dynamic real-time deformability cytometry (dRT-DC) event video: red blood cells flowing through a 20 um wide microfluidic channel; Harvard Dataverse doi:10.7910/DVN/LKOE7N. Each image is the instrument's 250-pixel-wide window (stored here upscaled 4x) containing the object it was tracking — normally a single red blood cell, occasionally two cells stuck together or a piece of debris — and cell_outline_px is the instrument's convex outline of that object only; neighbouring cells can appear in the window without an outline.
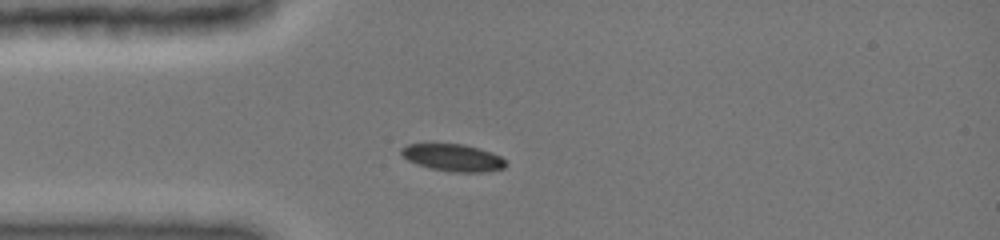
{"species": "common noctule bat (a hibernating species)", "species_latin": "Nyctalus noctula", "temperature_condition": "cold", "stored_images_in_passage": 33, "camera_frame_rate_fps": 3000, "um_per_image_px": 0.085, "animal": {"sex": "female", "body_mass_g": 19.0, "forearm_length_mm": 51.5}, "frame": {"image": 1, "passage_image": 1, "time_ms": 0.0, "image_size_px": [1000, 240], "cell_outline_px": [[508, 164], [504, 168], [484, 172], [452, 172], [432, 168], [416, 164], [408, 160], [400, 152], [400, 148], [408, 144], [464, 144], [480, 148], [492, 152], [500, 156]], "centroid_in_image_um": [38.53, 13.4], "position_along_channel_um": 46.5, "area_um2": 16.53}}
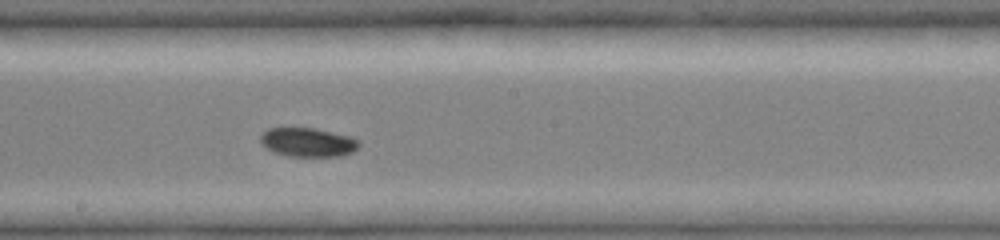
{"frame": {"image": 2, "passage_image": 15, "time_ms": 4.667, "image_size_px": [1000, 240], "cell_outline_px": [[360, 144], [352, 152], [344, 156], [288, 156], [264, 148], [260, 144], [260, 136], [268, 128], [316, 128], [352, 136], [360, 140]], "centroid_in_image_um": [26.18, 12.09], "position_along_channel_um": 222.0, "area_um2": 16.82}}
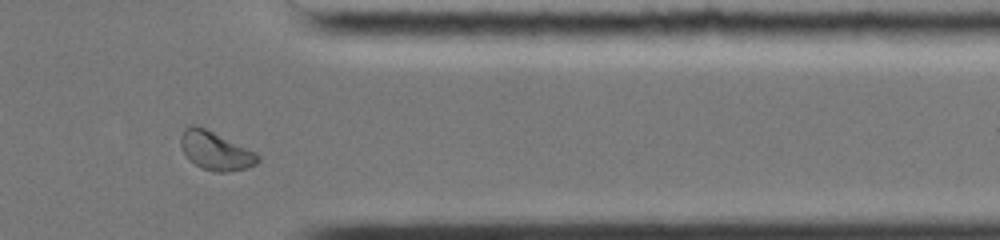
{"frame": {"image": 3, "passage_image": 28, "time_ms": 9.0, "image_size_px": [1000, 240], "cell_outline_px": [[260, 160], [256, 164], [244, 168], [228, 172], [216, 172], [200, 168], [188, 160], [180, 144], [180, 136], [184, 128], [192, 124], [196, 124], [256, 152], [260, 156]], "centroid_in_image_um": [18.29, 12.81], "position_along_channel_um": 393.1, "area_um2": 17.34}, "authors_computed_cell_mechanics": {"area_um2": 16.8198, "velocity_mm_per_s": 3.972, "shape_relaxation_time_tau1_ms": 2.2639, "shape_relaxation_time_tau2_ms": null, "deformation_change_tau1": 0.0763, "deformation_change_tau2": null}}